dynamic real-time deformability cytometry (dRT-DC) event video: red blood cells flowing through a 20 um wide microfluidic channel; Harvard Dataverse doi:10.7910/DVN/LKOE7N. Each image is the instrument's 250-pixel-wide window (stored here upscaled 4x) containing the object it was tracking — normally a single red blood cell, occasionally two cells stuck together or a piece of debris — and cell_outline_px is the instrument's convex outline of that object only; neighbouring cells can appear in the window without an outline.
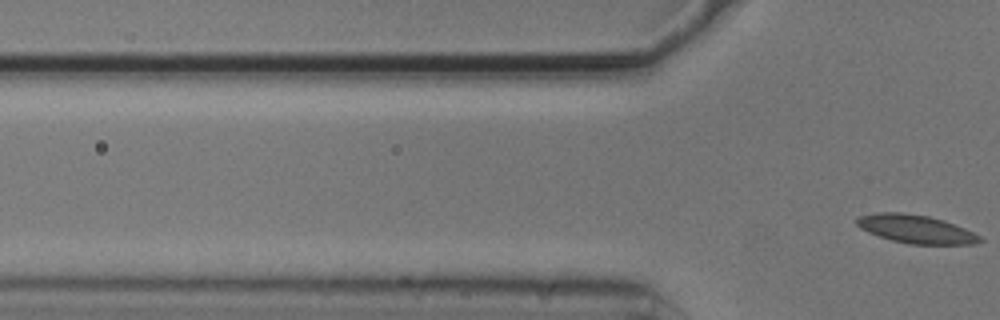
{"species": "common noctule bat (a hibernating species)", "species_latin": "Nyctalus noctula", "temperature_condition": "cold", "stored_images_in_passage": 2, "camera_frame_rate_fps": 3000, "um_per_image_px": 0.085, "animal": {"sex": "male", "body_mass_g": 20.5, "forearm_length_mm": 52.5}, "frame": {"image": 1, "passage_image": 2, "time_ms": 0.333, "image_size_px": [1000, 320], "cell_outline_px": [[984, 240], [972, 244], [908, 244], [892, 240], [868, 232], [860, 228], [856, 224], [856, 220], [860, 216], [876, 212], [904, 212], [928, 216], [944, 220], [964, 228], [980, 236]], "centroid_in_image_um": [77.84, 19.46], "position_along_channel_um": 48.0, "area_um2": 20.23}}